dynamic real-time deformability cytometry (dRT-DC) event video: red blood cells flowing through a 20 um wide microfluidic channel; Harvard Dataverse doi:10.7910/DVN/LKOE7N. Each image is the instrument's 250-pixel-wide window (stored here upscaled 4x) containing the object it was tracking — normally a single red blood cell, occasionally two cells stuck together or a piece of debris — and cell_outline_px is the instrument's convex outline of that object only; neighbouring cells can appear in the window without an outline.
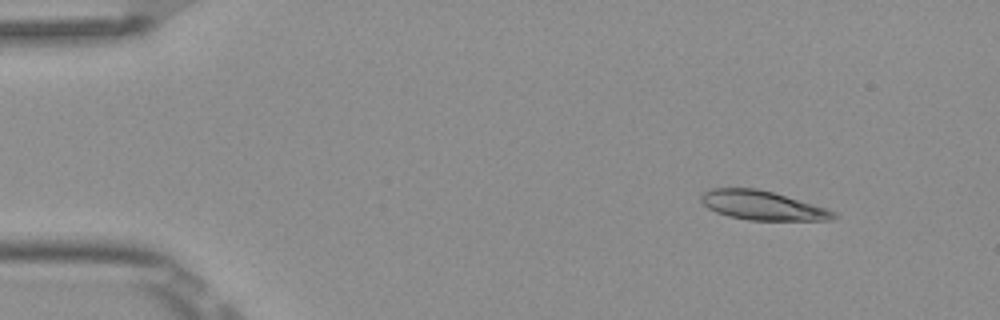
{"species": "Egyptian fruit bat (a non-hibernating species)", "species_latin": "Rousettus aegyptiacus", "temperature_condition": "room temperature", "stored_images_in_passage": 6, "camera_frame_rate_fps": 3000, "um_per_image_px": 0.085, "frame": {"image": 1, "passage_image": 2, "time_ms": 0.333, "image_size_px": [1000, 320], "cell_outline_px": [[840, 216], [832, 220], [748, 220], [728, 216], [716, 212], [708, 208], [700, 200], [700, 196], [708, 188], [756, 188], [772, 192], [828, 208], [836, 212]], "centroid_in_image_um": [64.82, 17.46], "position_along_channel_um": 20.2, "area_um2": 22.6}}
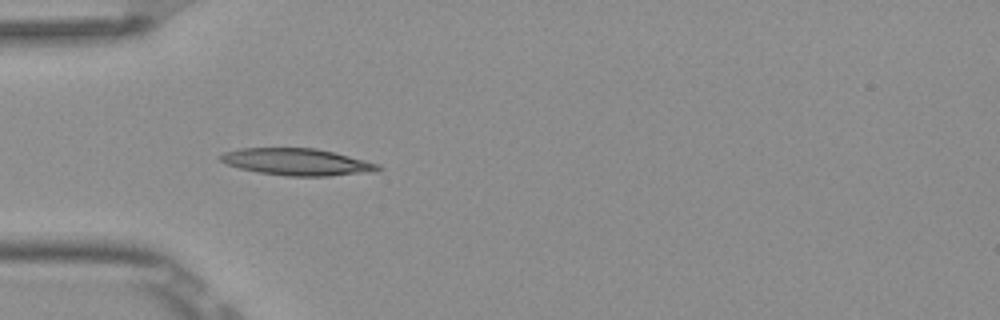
{"frame": {"image": 2, "passage_image": 5, "time_ms": 1.333, "image_size_px": [1000, 320], "cell_outline_px": [[384, 168], [372, 172], [328, 176], [284, 176], [260, 172], [240, 168], [228, 164], [220, 160], [216, 156], [224, 152], [240, 148], [316, 148], [380, 164]], "centroid_in_image_um": [25.24, 13.76], "position_along_channel_um": 59.8, "area_um2": 24.62}}
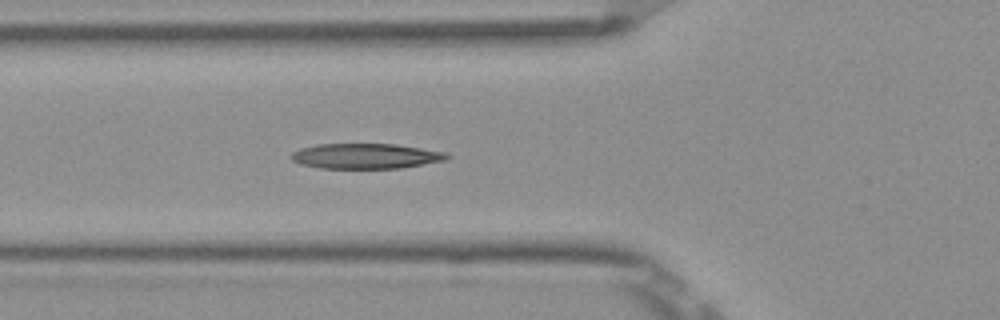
{"frame": {"image": 3, "passage_image": 6, "time_ms": 1.667, "image_size_px": [1000, 320], "cell_outline_px": [[452, 156], [444, 160], [424, 164], [400, 168], [320, 168], [300, 164], [292, 160], [288, 156], [292, 152], [300, 148], [316, 144], [396, 144], [448, 152]], "centroid_in_image_um": [31.08, 13.26], "position_along_channel_um": 94.7, "area_um2": 23.06}}